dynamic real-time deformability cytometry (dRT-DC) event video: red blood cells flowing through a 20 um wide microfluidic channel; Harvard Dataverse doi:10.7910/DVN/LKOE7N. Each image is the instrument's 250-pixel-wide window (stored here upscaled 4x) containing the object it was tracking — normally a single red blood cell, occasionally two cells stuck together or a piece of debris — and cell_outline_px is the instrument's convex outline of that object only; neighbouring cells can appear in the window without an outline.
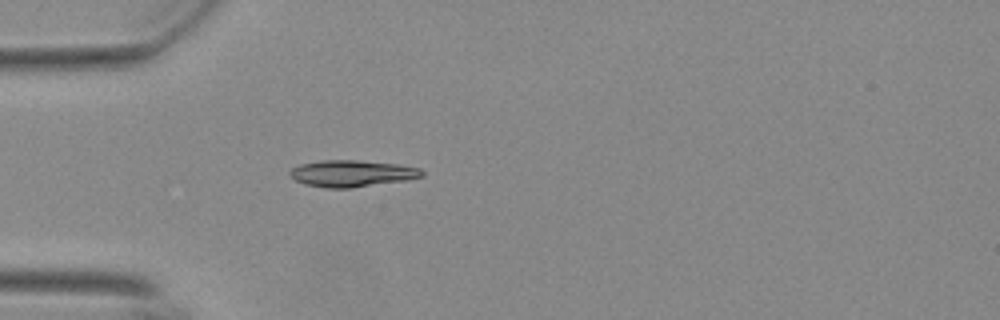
{"species": "Egyptian fruit bat (a non-hibernating species)", "species_latin": "Rousettus aegyptiacus", "temperature_condition": "warm", "stored_images_in_passage": 42, "camera_frame_rate_fps": 3000, "um_per_image_px": 0.085, "animal": {"sex": "female"}, "frame": {"image": 1, "passage_image": 3, "time_ms": 0.667, "image_size_px": [1000, 320], "cell_outline_px": [[424, 176], [408, 180], [352, 188], [328, 188], [304, 184], [296, 180], [288, 172], [292, 168], [300, 164], [324, 160], [356, 160], [396, 164], [420, 168], [424, 172]], "centroid_in_image_um": [29.94, 14.75], "position_along_channel_um": 55.1, "area_um2": 20.46}}
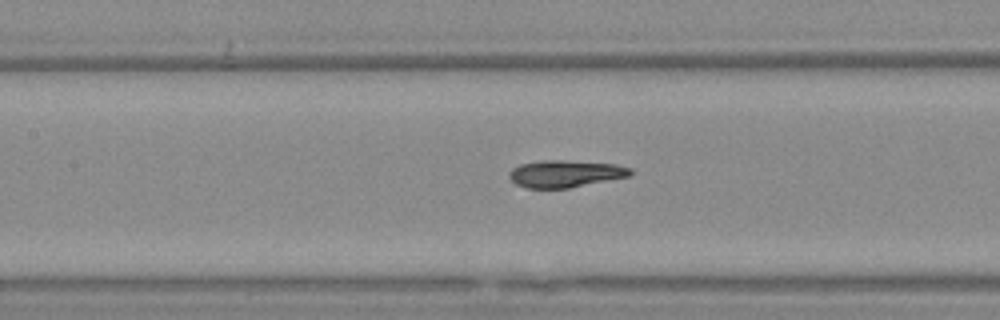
{"frame": {"image": 2, "passage_image": 12, "time_ms": 3.667, "image_size_px": [1000, 320], "cell_outline_px": [[632, 172], [628, 176], [568, 188], [528, 188], [516, 184], [508, 176], [508, 172], [512, 168], [520, 164], [540, 160], [564, 160], [616, 164], [632, 168]], "centroid_in_image_um": [48.01, 14.75], "position_along_channel_um": 159.4, "area_um2": 19.07}}
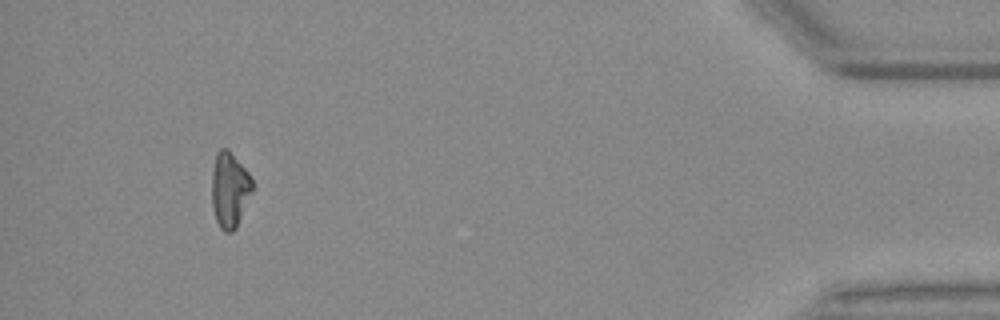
{"frame": {"image": 3, "passage_image": 38, "time_ms": 12.333, "image_size_px": [1000, 320], "cell_outline_px": [[252, 192], [236, 228], [232, 232], [224, 232], [220, 228], [216, 220], [212, 208], [212, 172], [216, 152], [220, 148], [228, 148], [248, 172], [252, 180]], "centroid_in_image_um": [19.5, 16.12], "position_along_channel_um": 415.7, "area_um2": 17.86}, "authors_computed_cell_mechanics": {"area_um2": 18.8428, "velocity_mm_per_s": 3.7352, "shape_relaxation_time_tau1_ms": 6.6829, "shape_relaxation_time_tau2_ms": 1.0245, "deformation_change_tau1": 0.2268, "deformation_change_tau2": 0.0644}}